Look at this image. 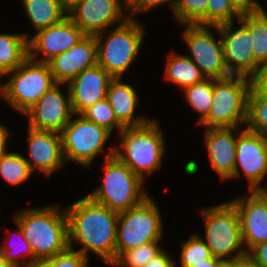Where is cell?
<instances>
[{"label": "cell", "mask_w": 267, "mask_h": 267, "mask_svg": "<svg viewBox=\"0 0 267 267\" xmlns=\"http://www.w3.org/2000/svg\"><path fill=\"white\" fill-rule=\"evenodd\" d=\"M250 194L229 200L239 216L246 253L267 241V199L260 191H250Z\"/></svg>", "instance_id": "cell-17"}, {"label": "cell", "mask_w": 267, "mask_h": 267, "mask_svg": "<svg viewBox=\"0 0 267 267\" xmlns=\"http://www.w3.org/2000/svg\"><path fill=\"white\" fill-rule=\"evenodd\" d=\"M28 162L32 172L47 177L63 167L65 162L60 133L28 128Z\"/></svg>", "instance_id": "cell-18"}, {"label": "cell", "mask_w": 267, "mask_h": 267, "mask_svg": "<svg viewBox=\"0 0 267 267\" xmlns=\"http://www.w3.org/2000/svg\"><path fill=\"white\" fill-rule=\"evenodd\" d=\"M15 224L17 229L12 232L9 231L6 234L8 237H5L2 245H0V252L13 267H25L36 260V258L30 248L29 242L23 236L20 226L17 223ZM12 235L15 237V240L14 237L12 238ZM9 238H12L14 241L12 239L9 240Z\"/></svg>", "instance_id": "cell-27"}, {"label": "cell", "mask_w": 267, "mask_h": 267, "mask_svg": "<svg viewBox=\"0 0 267 267\" xmlns=\"http://www.w3.org/2000/svg\"><path fill=\"white\" fill-rule=\"evenodd\" d=\"M28 39V33H0L1 72L15 70L29 57Z\"/></svg>", "instance_id": "cell-24"}, {"label": "cell", "mask_w": 267, "mask_h": 267, "mask_svg": "<svg viewBox=\"0 0 267 267\" xmlns=\"http://www.w3.org/2000/svg\"><path fill=\"white\" fill-rule=\"evenodd\" d=\"M250 78L233 76L213 79L212 104L199 124L208 128L240 127L246 124Z\"/></svg>", "instance_id": "cell-7"}, {"label": "cell", "mask_w": 267, "mask_h": 267, "mask_svg": "<svg viewBox=\"0 0 267 267\" xmlns=\"http://www.w3.org/2000/svg\"><path fill=\"white\" fill-rule=\"evenodd\" d=\"M81 115L88 121L96 123L98 126L107 129L111 133H113L115 129L120 132L123 128H125L117 120V117L115 116L107 98L89 106L81 113Z\"/></svg>", "instance_id": "cell-31"}, {"label": "cell", "mask_w": 267, "mask_h": 267, "mask_svg": "<svg viewBox=\"0 0 267 267\" xmlns=\"http://www.w3.org/2000/svg\"><path fill=\"white\" fill-rule=\"evenodd\" d=\"M212 26L213 31L220 35L224 62L229 75L252 78L261 65L254 59L251 33L241 22Z\"/></svg>", "instance_id": "cell-13"}, {"label": "cell", "mask_w": 267, "mask_h": 267, "mask_svg": "<svg viewBox=\"0 0 267 267\" xmlns=\"http://www.w3.org/2000/svg\"><path fill=\"white\" fill-rule=\"evenodd\" d=\"M247 256L261 267H267V241L254 246Z\"/></svg>", "instance_id": "cell-39"}, {"label": "cell", "mask_w": 267, "mask_h": 267, "mask_svg": "<svg viewBox=\"0 0 267 267\" xmlns=\"http://www.w3.org/2000/svg\"><path fill=\"white\" fill-rule=\"evenodd\" d=\"M209 0H176L172 11L179 24L207 25Z\"/></svg>", "instance_id": "cell-30"}, {"label": "cell", "mask_w": 267, "mask_h": 267, "mask_svg": "<svg viewBox=\"0 0 267 267\" xmlns=\"http://www.w3.org/2000/svg\"><path fill=\"white\" fill-rule=\"evenodd\" d=\"M60 132L65 162H77L80 166L89 168L98 154L104 152L105 144L111 137V132L88 121L81 114Z\"/></svg>", "instance_id": "cell-10"}, {"label": "cell", "mask_w": 267, "mask_h": 267, "mask_svg": "<svg viewBox=\"0 0 267 267\" xmlns=\"http://www.w3.org/2000/svg\"><path fill=\"white\" fill-rule=\"evenodd\" d=\"M189 106L200 113L197 124H200L209 114L212 104L213 78H205L182 90Z\"/></svg>", "instance_id": "cell-29"}, {"label": "cell", "mask_w": 267, "mask_h": 267, "mask_svg": "<svg viewBox=\"0 0 267 267\" xmlns=\"http://www.w3.org/2000/svg\"><path fill=\"white\" fill-rule=\"evenodd\" d=\"M250 89L267 102V64L261 65L255 75L250 78Z\"/></svg>", "instance_id": "cell-38"}, {"label": "cell", "mask_w": 267, "mask_h": 267, "mask_svg": "<svg viewBox=\"0 0 267 267\" xmlns=\"http://www.w3.org/2000/svg\"><path fill=\"white\" fill-rule=\"evenodd\" d=\"M21 2L36 32L58 24L67 16L56 0H21Z\"/></svg>", "instance_id": "cell-25"}, {"label": "cell", "mask_w": 267, "mask_h": 267, "mask_svg": "<svg viewBox=\"0 0 267 267\" xmlns=\"http://www.w3.org/2000/svg\"><path fill=\"white\" fill-rule=\"evenodd\" d=\"M109 149L103 162L104 179L87 196L120 213L135 207L150 195L144 189V180L114 157V146L110 145Z\"/></svg>", "instance_id": "cell-4"}, {"label": "cell", "mask_w": 267, "mask_h": 267, "mask_svg": "<svg viewBox=\"0 0 267 267\" xmlns=\"http://www.w3.org/2000/svg\"><path fill=\"white\" fill-rule=\"evenodd\" d=\"M1 77H6V75L0 71V79ZM0 97H2L5 101V97H6L5 82L2 83L1 80H0Z\"/></svg>", "instance_id": "cell-48"}, {"label": "cell", "mask_w": 267, "mask_h": 267, "mask_svg": "<svg viewBox=\"0 0 267 267\" xmlns=\"http://www.w3.org/2000/svg\"><path fill=\"white\" fill-rule=\"evenodd\" d=\"M67 16L85 35H97L128 19L124 0H81Z\"/></svg>", "instance_id": "cell-15"}, {"label": "cell", "mask_w": 267, "mask_h": 267, "mask_svg": "<svg viewBox=\"0 0 267 267\" xmlns=\"http://www.w3.org/2000/svg\"><path fill=\"white\" fill-rule=\"evenodd\" d=\"M32 173L23 155L8 151L0 154V177L11 187L24 183Z\"/></svg>", "instance_id": "cell-28"}, {"label": "cell", "mask_w": 267, "mask_h": 267, "mask_svg": "<svg viewBox=\"0 0 267 267\" xmlns=\"http://www.w3.org/2000/svg\"><path fill=\"white\" fill-rule=\"evenodd\" d=\"M10 133V130L2 125L0 122V154L7 152L6 143L8 141L9 136L13 137V134Z\"/></svg>", "instance_id": "cell-42"}, {"label": "cell", "mask_w": 267, "mask_h": 267, "mask_svg": "<svg viewBox=\"0 0 267 267\" xmlns=\"http://www.w3.org/2000/svg\"><path fill=\"white\" fill-rule=\"evenodd\" d=\"M242 175L248 180L249 192L260 191L267 177V136L247 128L237 133L233 179Z\"/></svg>", "instance_id": "cell-12"}, {"label": "cell", "mask_w": 267, "mask_h": 267, "mask_svg": "<svg viewBox=\"0 0 267 267\" xmlns=\"http://www.w3.org/2000/svg\"><path fill=\"white\" fill-rule=\"evenodd\" d=\"M217 267H239V258L220 260Z\"/></svg>", "instance_id": "cell-46"}, {"label": "cell", "mask_w": 267, "mask_h": 267, "mask_svg": "<svg viewBox=\"0 0 267 267\" xmlns=\"http://www.w3.org/2000/svg\"><path fill=\"white\" fill-rule=\"evenodd\" d=\"M84 36L82 30L66 16L58 24L39 30L28 39L29 57L47 63L54 56L71 49Z\"/></svg>", "instance_id": "cell-16"}, {"label": "cell", "mask_w": 267, "mask_h": 267, "mask_svg": "<svg viewBox=\"0 0 267 267\" xmlns=\"http://www.w3.org/2000/svg\"><path fill=\"white\" fill-rule=\"evenodd\" d=\"M144 29L138 19L128 18L116 25L112 32L107 29L95 35L98 64L113 78H122L135 62L143 44ZM106 33L108 37H104Z\"/></svg>", "instance_id": "cell-5"}, {"label": "cell", "mask_w": 267, "mask_h": 267, "mask_svg": "<svg viewBox=\"0 0 267 267\" xmlns=\"http://www.w3.org/2000/svg\"><path fill=\"white\" fill-rule=\"evenodd\" d=\"M159 123L152 118L143 125L125 127L117 136L119 147L114 145V157L144 181L163 164L166 145Z\"/></svg>", "instance_id": "cell-3"}, {"label": "cell", "mask_w": 267, "mask_h": 267, "mask_svg": "<svg viewBox=\"0 0 267 267\" xmlns=\"http://www.w3.org/2000/svg\"><path fill=\"white\" fill-rule=\"evenodd\" d=\"M161 241L150 242L137 248L124 251L111 265L112 267H144L163 249L160 247Z\"/></svg>", "instance_id": "cell-32"}, {"label": "cell", "mask_w": 267, "mask_h": 267, "mask_svg": "<svg viewBox=\"0 0 267 267\" xmlns=\"http://www.w3.org/2000/svg\"><path fill=\"white\" fill-rule=\"evenodd\" d=\"M106 98L117 120L124 127L143 125L151 119L135 114L139 101L138 93L133 85L122 82V78H113L110 81Z\"/></svg>", "instance_id": "cell-22"}, {"label": "cell", "mask_w": 267, "mask_h": 267, "mask_svg": "<svg viewBox=\"0 0 267 267\" xmlns=\"http://www.w3.org/2000/svg\"><path fill=\"white\" fill-rule=\"evenodd\" d=\"M171 255L162 250L154 258H152L144 267H177Z\"/></svg>", "instance_id": "cell-40"}, {"label": "cell", "mask_w": 267, "mask_h": 267, "mask_svg": "<svg viewBox=\"0 0 267 267\" xmlns=\"http://www.w3.org/2000/svg\"><path fill=\"white\" fill-rule=\"evenodd\" d=\"M241 13L229 0H209L207 8V25L219 26L239 20Z\"/></svg>", "instance_id": "cell-35"}, {"label": "cell", "mask_w": 267, "mask_h": 267, "mask_svg": "<svg viewBox=\"0 0 267 267\" xmlns=\"http://www.w3.org/2000/svg\"><path fill=\"white\" fill-rule=\"evenodd\" d=\"M47 63L55 82L68 84L84 70L98 64L95 36L85 35L71 49L54 56Z\"/></svg>", "instance_id": "cell-19"}, {"label": "cell", "mask_w": 267, "mask_h": 267, "mask_svg": "<svg viewBox=\"0 0 267 267\" xmlns=\"http://www.w3.org/2000/svg\"><path fill=\"white\" fill-rule=\"evenodd\" d=\"M212 257L209 247L202 240L199 234H192L189 238L181 242V253H180V266L181 267H192L195 264L205 263Z\"/></svg>", "instance_id": "cell-33"}, {"label": "cell", "mask_w": 267, "mask_h": 267, "mask_svg": "<svg viewBox=\"0 0 267 267\" xmlns=\"http://www.w3.org/2000/svg\"><path fill=\"white\" fill-rule=\"evenodd\" d=\"M219 261L220 259L212 256L210 259L205 260V263L195 264L192 267H217Z\"/></svg>", "instance_id": "cell-45"}, {"label": "cell", "mask_w": 267, "mask_h": 267, "mask_svg": "<svg viewBox=\"0 0 267 267\" xmlns=\"http://www.w3.org/2000/svg\"><path fill=\"white\" fill-rule=\"evenodd\" d=\"M200 213L204 217L205 237L199 236L209 247L213 257L225 260L247 256L239 216L229 200L207 209H201Z\"/></svg>", "instance_id": "cell-6"}, {"label": "cell", "mask_w": 267, "mask_h": 267, "mask_svg": "<svg viewBox=\"0 0 267 267\" xmlns=\"http://www.w3.org/2000/svg\"><path fill=\"white\" fill-rule=\"evenodd\" d=\"M25 267H53L48 259H36Z\"/></svg>", "instance_id": "cell-44"}, {"label": "cell", "mask_w": 267, "mask_h": 267, "mask_svg": "<svg viewBox=\"0 0 267 267\" xmlns=\"http://www.w3.org/2000/svg\"><path fill=\"white\" fill-rule=\"evenodd\" d=\"M239 267H261V266L254 263L248 256H246L244 258H239Z\"/></svg>", "instance_id": "cell-47"}, {"label": "cell", "mask_w": 267, "mask_h": 267, "mask_svg": "<svg viewBox=\"0 0 267 267\" xmlns=\"http://www.w3.org/2000/svg\"><path fill=\"white\" fill-rule=\"evenodd\" d=\"M68 219L69 248L80 244V252L87 258L93 252L104 264L116 260L117 220L116 211L94 202L85 196L65 208ZM75 241V242H74Z\"/></svg>", "instance_id": "cell-1"}, {"label": "cell", "mask_w": 267, "mask_h": 267, "mask_svg": "<svg viewBox=\"0 0 267 267\" xmlns=\"http://www.w3.org/2000/svg\"><path fill=\"white\" fill-rule=\"evenodd\" d=\"M181 34L188 45L190 56L205 78L222 79L229 77L220 39H215L211 32L212 26L199 24H184Z\"/></svg>", "instance_id": "cell-11"}, {"label": "cell", "mask_w": 267, "mask_h": 267, "mask_svg": "<svg viewBox=\"0 0 267 267\" xmlns=\"http://www.w3.org/2000/svg\"><path fill=\"white\" fill-rule=\"evenodd\" d=\"M245 128L267 136V102L262 101L251 89L247 100Z\"/></svg>", "instance_id": "cell-34"}, {"label": "cell", "mask_w": 267, "mask_h": 267, "mask_svg": "<svg viewBox=\"0 0 267 267\" xmlns=\"http://www.w3.org/2000/svg\"><path fill=\"white\" fill-rule=\"evenodd\" d=\"M61 85H66L67 94L61 92ZM23 115L28 116V127L32 129L60 133L70 119L76 116L67 84L54 85Z\"/></svg>", "instance_id": "cell-14"}, {"label": "cell", "mask_w": 267, "mask_h": 267, "mask_svg": "<svg viewBox=\"0 0 267 267\" xmlns=\"http://www.w3.org/2000/svg\"><path fill=\"white\" fill-rule=\"evenodd\" d=\"M5 75L10 76L5 82V101L22 114L57 84L49 64L32 60L30 57Z\"/></svg>", "instance_id": "cell-9"}, {"label": "cell", "mask_w": 267, "mask_h": 267, "mask_svg": "<svg viewBox=\"0 0 267 267\" xmlns=\"http://www.w3.org/2000/svg\"><path fill=\"white\" fill-rule=\"evenodd\" d=\"M163 4H168V7H170L172 12L175 7L176 0H124V7L128 18L134 19H136V15L140 13H147L150 10L152 11Z\"/></svg>", "instance_id": "cell-36"}, {"label": "cell", "mask_w": 267, "mask_h": 267, "mask_svg": "<svg viewBox=\"0 0 267 267\" xmlns=\"http://www.w3.org/2000/svg\"><path fill=\"white\" fill-rule=\"evenodd\" d=\"M264 7L256 12L242 13L239 20L251 33L254 59L267 64V13Z\"/></svg>", "instance_id": "cell-26"}, {"label": "cell", "mask_w": 267, "mask_h": 267, "mask_svg": "<svg viewBox=\"0 0 267 267\" xmlns=\"http://www.w3.org/2000/svg\"><path fill=\"white\" fill-rule=\"evenodd\" d=\"M81 0H56V2L68 14Z\"/></svg>", "instance_id": "cell-43"}, {"label": "cell", "mask_w": 267, "mask_h": 267, "mask_svg": "<svg viewBox=\"0 0 267 267\" xmlns=\"http://www.w3.org/2000/svg\"><path fill=\"white\" fill-rule=\"evenodd\" d=\"M260 192L266 197L267 199V188H261Z\"/></svg>", "instance_id": "cell-50"}, {"label": "cell", "mask_w": 267, "mask_h": 267, "mask_svg": "<svg viewBox=\"0 0 267 267\" xmlns=\"http://www.w3.org/2000/svg\"><path fill=\"white\" fill-rule=\"evenodd\" d=\"M0 267H13L0 252Z\"/></svg>", "instance_id": "cell-49"}, {"label": "cell", "mask_w": 267, "mask_h": 267, "mask_svg": "<svg viewBox=\"0 0 267 267\" xmlns=\"http://www.w3.org/2000/svg\"><path fill=\"white\" fill-rule=\"evenodd\" d=\"M159 206L147 197L127 211L120 212L117 220L116 259L127 250L160 241L163 238V218Z\"/></svg>", "instance_id": "cell-8"}, {"label": "cell", "mask_w": 267, "mask_h": 267, "mask_svg": "<svg viewBox=\"0 0 267 267\" xmlns=\"http://www.w3.org/2000/svg\"><path fill=\"white\" fill-rule=\"evenodd\" d=\"M73 248L48 258L53 267H89V258Z\"/></svg>", "instance_id": "cell-37"}, {"label": "cell", "mask_w": 267, "mask_h": 267, "mask_svg": "<svg viewBox=\"0 0 267 267\" xmlns=\"http://www.w3.org/2000/svg\"><path fill=\"white\" fill-rule=\"evenodd\" d=\"M232 5L242 14L261 10L262 4L256 0H229Z\"/></svg>", "instance_id": "cell-41"}, {"label": "cell", "mask_w": 267, "mask_h": 267, "mask_svg": "<svg viewBox=\"0 0 267 267\" xmlns=\"http://www.w3.org/2000/svg\"><path fill=\"white\" fill-rule=\"evenodd\" d=\"M113 77L99 64L87 68L68 84L73 113L81 114L89 106L107 97V89Z\"/></svg>", "instance_id": "cell-20"}, {"label": "cell", "mask_w": 267, "mask_h": 267, "mask_svg": "<svg viewBox=\"0 0 267 267\" xmlns=\"http://www.w3.org/2000/svg\"><path fill=\"white\" fill-rule=\"evenodd\" d=\"M60 205L27 208L17 213V223L36 259H48L69 248L68 219Z\"/></svg>", "instance_id": "cell-2"}, {"label": "cell", "mask_w": 267, "mask_h": 267, "mask_svg": "<svg viewBox=\"0 0 267 267\" xmlns=\"http://www.w3.org/2000/svg\"><path fill=\"white\" fill-rule=\"evenodd\" d=\"M237 130H241V128L219 127L208 128L204 133V143L209 162L212 169L223 181L233 179L237 133L239 132Z\"/></svg>", "instance_id": "cell-21"}, {"label": "cell", "mask_w": 267, "mask_h": 267, "mask_svg": "<svg viewBox=\"0 0 267 267\" xmlns=\"http://www.w3.org/2000/svg\"><path fill=\"white\" fill-rule=\"evenodd\" d=\"M165 65V79L176 84L181 90L205 79L197 65L186 54H168Z\"/></svg>", "instance_id": "cell-23"}]
</instances>
